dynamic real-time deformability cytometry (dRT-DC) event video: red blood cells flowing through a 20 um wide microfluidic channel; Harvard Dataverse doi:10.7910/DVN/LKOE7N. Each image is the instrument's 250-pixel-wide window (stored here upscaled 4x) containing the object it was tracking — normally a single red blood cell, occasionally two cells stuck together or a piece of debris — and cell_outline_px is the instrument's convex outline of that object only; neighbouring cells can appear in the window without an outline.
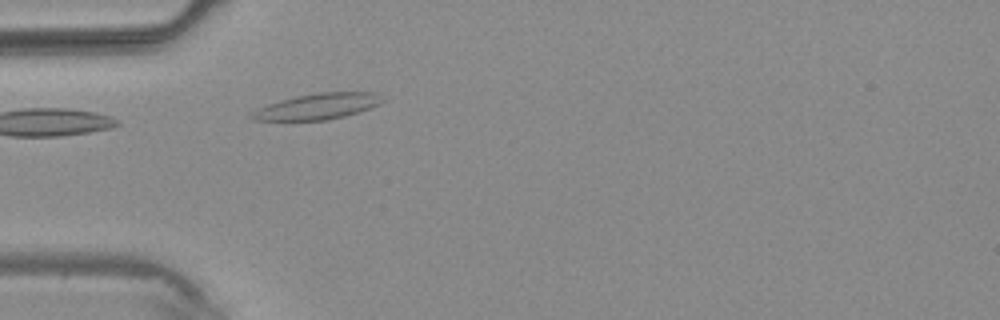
{"species": "common noctule bat (a hibernating species)", "species_latin": "Nyctalus noctula", "temperature_condition": "warm", "stored_images_in_passage": 1, "camera_frame_rate_fps": 3000, "um_per_image_px": 0.085, "animal": {"sex": "male", "body_mass_g": 20.4}, "frame": {"image": 1, "passage_image": 1, "time_ms": 0.0, "image_size_px": [1000, 320], "cell_outline_px": [[384, 100], [380, 104], [360, 112], [328, 120], [252, 120], [248, 116], [252, 112], [268, 104], [280, 100], [296, 96], [316, 92], [376, 92]], "centroid_in_image_um": [27.01, 9.04], "position_along_channel_um": 58.0, "area_um2": 19.71}}